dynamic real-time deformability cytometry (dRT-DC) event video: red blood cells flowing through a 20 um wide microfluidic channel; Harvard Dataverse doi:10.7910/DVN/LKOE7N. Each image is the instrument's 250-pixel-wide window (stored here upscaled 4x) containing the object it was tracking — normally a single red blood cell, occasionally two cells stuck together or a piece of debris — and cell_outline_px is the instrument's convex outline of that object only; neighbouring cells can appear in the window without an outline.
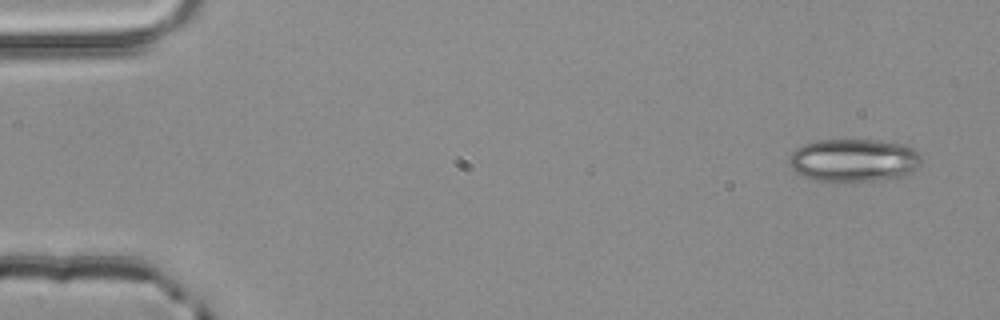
{"species": "common noctule bat (a hibernating species)", "species_latin": "Nyctalus noctula", "temperature_condition": "room temperature", "stored_images_in_passage": 4, "camera_frame_rate_fps": 3000, "um_per_image_px": 0.085, "animal": {"sex": "male", "body_mass_g": 20.4}, "frame": {"image": 1, "passage_image": 1, "time_ms": 0.0, "image_size_px": [1000, 320], "cell_outline_px": [[920, 164], [912, 172], [904, 176], [876, 180], [812, 180], [796, 172], [788, 164], [788, 156], [796, 148], [804, 144], [816, 140], [876, 140], [904, 144], [920, 152]], "centroid_in_image_um": [72.56, 13.6], "position_along_channel_um": 12.4, "area_um2": 33.0}}